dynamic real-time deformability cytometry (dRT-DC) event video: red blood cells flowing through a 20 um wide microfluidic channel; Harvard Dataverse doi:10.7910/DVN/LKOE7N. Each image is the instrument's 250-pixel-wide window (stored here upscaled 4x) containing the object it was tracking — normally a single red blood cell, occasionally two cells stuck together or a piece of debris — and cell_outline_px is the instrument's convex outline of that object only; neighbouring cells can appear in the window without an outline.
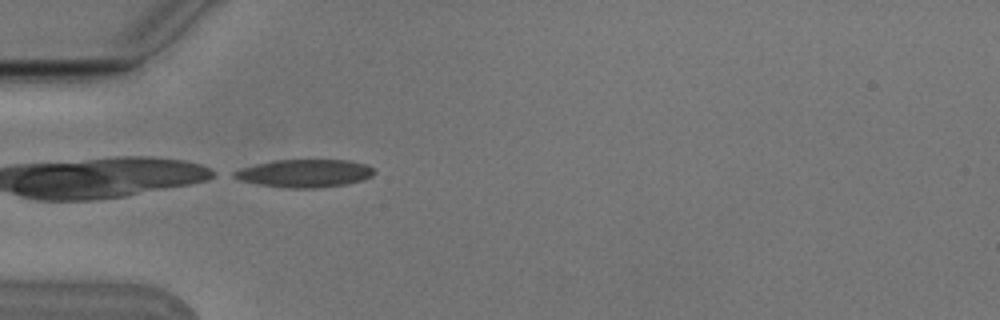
{"species": "Egyptian fruit bat (a non-hibernating species)", "species_latin": "Rousettus aegyptiacus", "temperature_condition": "cold", "stored_images_in_passage": 1, "camera_frame_rate_fps": 3000, "um_per_image_px": 0.085, "animal": {"sex": "male"}, "frame": {"image": 1, "passage_image": 1, "time_ms": 0.0, "image_size_px": [1000, 320], "cell_outline_px": [[376, 172], [372, 176], [364, 180], [344, 184], [312, 188], [288, 188], [260, 184], [240, 180], [232, 176], [232, 172], [256, 164], [272, 160], [352, 160], [368, 164], [376, 168]], "centroid_in_image_um": [25.98, 14.72], "position_along_channel_um": 59.0, "area_um2": 22.77}}